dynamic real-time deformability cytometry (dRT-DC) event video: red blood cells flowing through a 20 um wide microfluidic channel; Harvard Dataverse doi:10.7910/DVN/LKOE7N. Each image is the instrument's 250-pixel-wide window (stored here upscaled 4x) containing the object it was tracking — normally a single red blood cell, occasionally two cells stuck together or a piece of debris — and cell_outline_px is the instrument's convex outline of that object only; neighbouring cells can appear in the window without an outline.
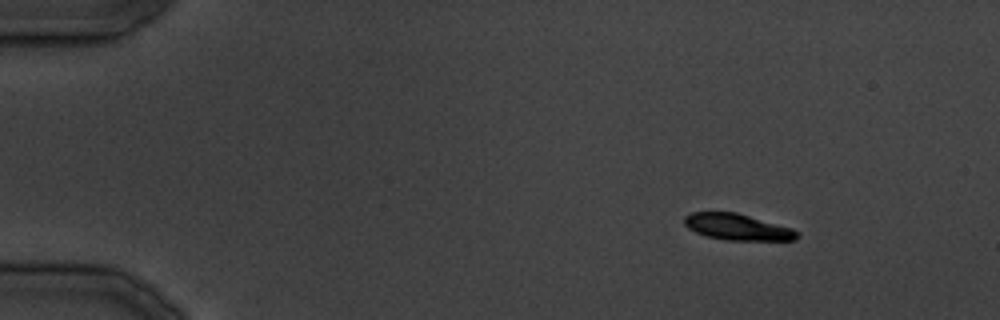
{"species": "common noctule bat (a hibernating species)", "species_latin": "Nyctalus noctula", "temperature_condition": "cold", "stored_images_in_passage": 23, "camera_frame_rate_fps": 3000, "um_per_image_px": 0.085, "animal": {"sex": "male", "body_mass_g": 19.5, "forearm_length_mm": 54.6}, "frame": {"image": 1, "passage_image": 1, "time_ms": 0.0, "image_size_px": [1000, 320], "cell_outline_px": [[800, 236], [796, 240], [724, 240], [704, 236], [688, 228], [684, 224], [684, 216], [692, 212], [736, 212], [792, 228], [800, 232]], "centroid_in_image_um": [62.68, 19.3], "position_along_channel_um": 22.3, "area_um2": 17.4}}
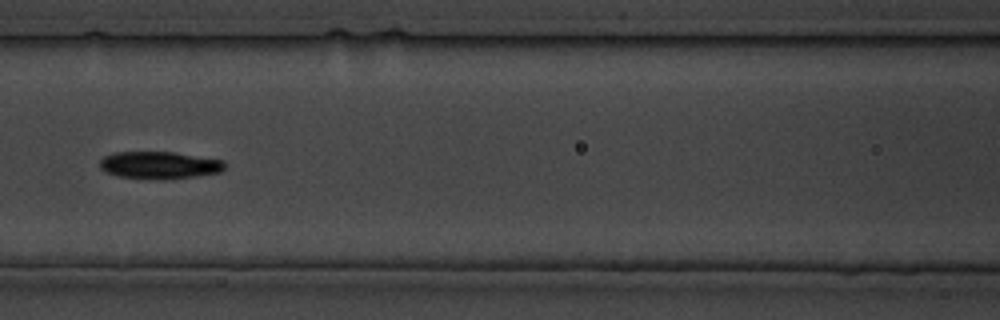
{"frame": {"image": 2, "passage_image": 13, "time_ms": 14.667, "image_size_px": [1000, 320], "cell_outline_px": [[224, 168], [220, 172], [196, 176], [120, 176], [104, 172], [100, 168], [100, 160], [104, 156], [112, 152], [176, 152], [224, 160]], "centroid_in_image_um": [13.54, 13.97], "position_along_channel_um": 153.1, "area_um2": 18.9}}
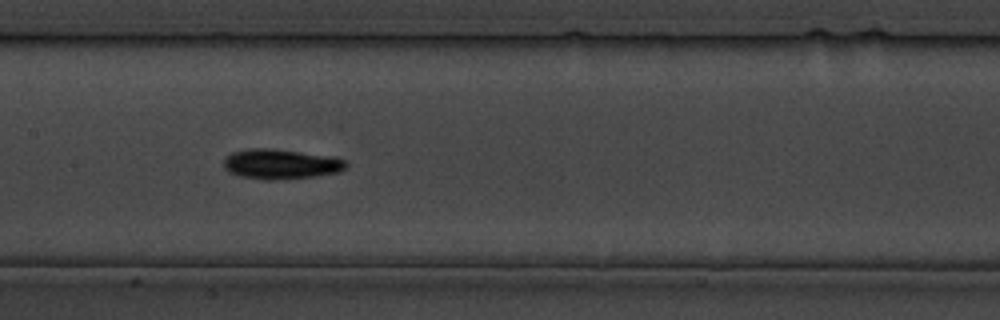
{"frame": {"image": 3, "passage_image": 14, "time_ms": 16.667, "image_size_px": [1000, 320], "cell_outline_px": [[348, 164], [340, 172], [312, 176], [272, 180], [264, 180], [240, 176], [228, 172], [224, 168], [224, 156], [232, 152], [248, 148], [272, 148], [336, 156], [344, 160]], "centroid_in_image_um": [23.85, 13.93], "position_along_channel_um": 183.6, "area_um2": 21.62}}